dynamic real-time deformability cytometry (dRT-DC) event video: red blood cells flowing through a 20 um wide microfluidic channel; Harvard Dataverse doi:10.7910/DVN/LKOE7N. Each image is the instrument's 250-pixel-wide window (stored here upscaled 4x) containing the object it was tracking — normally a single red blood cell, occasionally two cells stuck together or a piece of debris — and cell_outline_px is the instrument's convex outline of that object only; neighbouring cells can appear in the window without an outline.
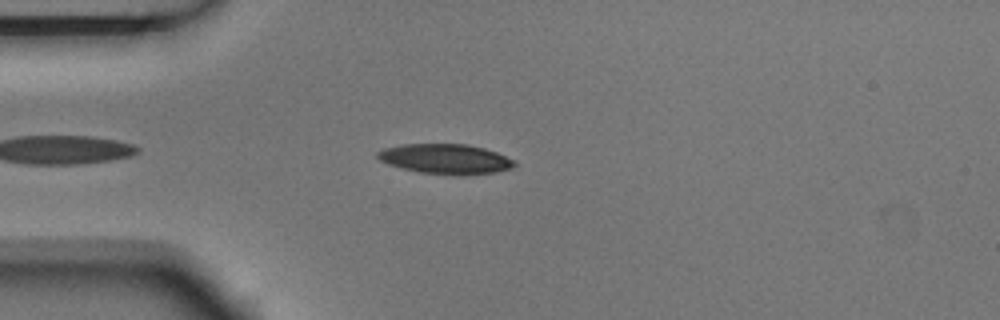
{"species": "Egyptian fruit bat (a non-hibernating species)", "species_latin": "Rousettus aegyptiacus", "temperature_condition": "room temperature", "stored_images_in_passage": 4, "camera_frame_rate_fps": 3000, "um_per_image_px": 0.085, "animal": {"sex": "male"}, "frame": {"image": 1, "passage_image": 4, "time_ms": 1.0, "image_size_px": [1000, 320], "cell_outline_px": [[516, 164], [512, 168], [496, 172], [464, 176], [452, 176], [420, 172], [400, 168], [388, 164], [380, 160], [376, 156], [376, 152], [384, 148], [400, 144], [468, 144], [484, 148], [496, 152], [512, 160]], "centroid_in_image_um": [37.84, 13.52], "position_along_channel_um": 47.2, "area_um2": 24.16}}